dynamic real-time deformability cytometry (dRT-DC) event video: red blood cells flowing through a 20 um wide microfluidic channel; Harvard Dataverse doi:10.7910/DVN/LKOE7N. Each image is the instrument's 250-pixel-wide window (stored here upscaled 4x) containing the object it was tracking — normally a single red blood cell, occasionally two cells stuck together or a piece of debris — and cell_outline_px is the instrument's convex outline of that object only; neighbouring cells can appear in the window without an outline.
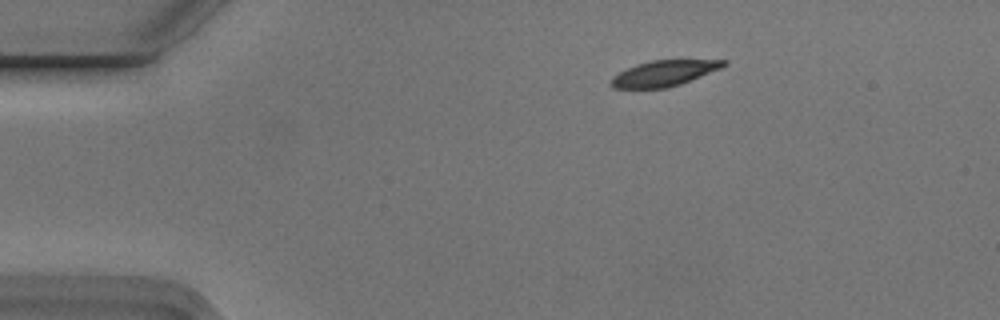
{"species": "Egyptian fruit bat (a non-hibernating species)", "species_latin": "Rousettus aegyptiacus", "temperature_condition": "cold", "stored_images_in_passage": 4, "segment_of_instrument_passage": [1, 2], "camera_frame_rate_fps": 3000, "um_per_image_px": 0.085, "animal": {"sex": "male"}, "frame": {"image": 1, "passage_image": 1, "time_ms": 0.0, "image_size_px": [1000, 320], "cell_outline_px": [[728, 64], [720, 68], [680, 84], [668, 88], [612, 88], [608, 84], [612, 76], [636, 64], [652, 60], [728, 60]], "centroid_in_image_um": [56.4, 6.23], "position_along_channel_um": 28.6, "area_um2": 16.76}}